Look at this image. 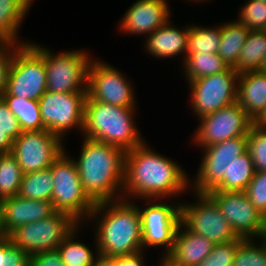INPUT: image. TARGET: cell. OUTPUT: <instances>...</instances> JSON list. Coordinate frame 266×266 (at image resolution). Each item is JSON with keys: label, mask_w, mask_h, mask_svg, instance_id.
<instances>
[{"label": "cell", "mask_w": 266, "mask_h": 266, "mask_svg": "<svg viewBox=\"0 0 266 266\" xmlns=\"http://www.w3.org/2000/svg\"><path fill=\"white\" fill-rule=\"evenodd\" d=\"M147 146L144 141L126 152L123 193L144 200L181 194L190 184L185 172L177 163Z\"/></svg>", "instance_id": "obj_1"}, {"label": "cell", "mask_w": 266, "mask_h": 266, "mask_svg": "<svg viewBox=\"0 0 266 266\" xmlns=\"http://www.w3.org/2000/svg\"><path fill=\"white\" fill-rule=\"evenodd\" d=\"M83 141L80 157L74 162L84 191L95 204L116 200L117 192L123 190L126 152L92 139Z\"/></svg>", "instance_id": "obj_2"}, {"label": "cell", "mask_w": 266, "mask_h": 266, "mask_svg": "<svg viewBox=\"0 0 266 266\" xmlns=\"http://www.w3.org/2000/svg\"><path fill=\"white\" fill-rule=\"evenodd\" d=\"M97 203L89 219L98 213L96 254L105 259L114 256L133 255L142 249V227L138 206L126 198ZM111 204V205H110ZM108 210H107V209ZM105 213V214H104Z\"/></svg>", "instance_id": "obj_3"}, {"label": "cell", "mask_w": 266, "mask_h": 266, "mask_svg": "<svg viewBox=\"0 0 266 266\" xmlns=\"http://www.w3.org/2000/svg\"><path fill=\"white\" fill-rule=\"evenodd\" d=\"M134 108H124L96 100H86L84 127L85 138L133 150L145 140L134 123Z\"/></svg>", "instance_id": "obj_4"}, {"label": "cell", "mask_w": 266, "mask_h": 266, "mask_svg": "<svg viewBox=\"0 0 266 266\" xmlns=\"http://www.w3.org/2000/svg\"><path fill=\"white\" fill-rule=\"evenodd\" d=\"M51 174L54 183L51 202L54 209L70 214L79 223L82 218L89 219L96 204L84 191L74 159L64 151L53 162Z\"/></svg>", "instance_id": "obj_5"}, {"label": "cell", "mask_w": 266, "mask_h": 266, "mask_svg": "<svg viewBox=\"0 0 266 266\" xmlns=\"http://www.w3.org/2000/svg\"><path fill=\"white\" fill-rule=\"evenodd\" d=\"M47 91L43 55L32 45L22 44L12 58L6 91L1 96H17L38 101Z\"/></svg>", "instance_id": "obj_6"}, {"label": "cell", "mask_w": 266, "mask_h": 266, "mask_svg": "<svg viewBox=\"0 0 266 266\" xmlns=\"http://www.w3.org/2000/svg\"><path fill=\"white\" fill-rule=\"evenodd\" d=\"M32 45L43 55L45 60L47 91L87 93L88 68L92 59L86 52L76 50L55 55L47 50L48 48Z\"/></svg>", "instance_id": "obj_7"}, {"label": "cell", "mask_w": 266, "mask_h": 266, "mask_svg": "<svg viewBox=\"0 0 266 266\" xmlns=\"http://www.w3.org/2000/svg\"><path fill=\"white\" fill-rule=\"evenodd\" d=\"M81 223L70 214L56 212L49 218L14 229L8 237L29 256L38 252L57 250L64 239Z\"/></svg>", "instance_id": "obj_8"}, {"label": "cell", "mask_w": 266, "mask_h": 266, "mask_svg": "<svg viewBox=\"0 0 266 266\" xmlns=\"http://www.w3.org/2000/svg\"><path fill=\"white\" fill-rule=\"evenodd\" d=\"M195 204H181V223L192 233L205 236L213 244H224L240 238L208 193L195 192Z\"/></svg>", "instance_id": "obj_9"}, {"label": "cell", "mask_w": 266, "mask_h": 266, "mask_svg": "<svg viewBox=\"0 0 266 266\" xmlns=\"http://www.w3.org/2000/svg\"><path fill=\"white\" fill-rule=\"evenodd\" d=\"M86 98L87 93L46 91L38 100L43 127L61 139L74 126L83 131Z\"/></svg>", "instance_id": "obj_10"}, {"label": "cell", "mask_w": 266, "mask_h": 266, "mask_svg": "<svg viewBox=\"0 0 266 266\" xmlns=\"http://www.w3.org/2000/svg\"><path fill=\"white\" fill-rule=\"evenodd\" d=\"M239 73L233 67L214 75L189 81L191 105L198 118L237 101Z\"/></svg>", "instance_id": "obj_11"}, {"label": "cell", "mask_w": 266, "mask_h": 266, "mask_svg": "<svg viewBox=\"0 0 266 266\" xmlns=\"http://www.w3.org/2000/svg\"><path fill=\"white\" fill-rule=\"evenodd\" d=\"M63 148L62 139L46 129L24 131L14 140L11 154L25 174L51 167Z\"/></svg>", "instance_id": "obj_12"}, {"label": "cell", "mask_w": 266, "mask_h": 266, "mask_svg": "<svg viewBox=\"0 0 266 266\" xmlns=\"http://www.w3.org/2000/svg\"><path fill=\"white\" fill-rule=\"evenodd\" d=\"M200 125L194 133V140L202 148L233 139L247 136L254 123L236 101L216 112L199 117Z\"/></svg>", "instance_id": "obj_13"}, {"label": "cell", "mask_w": 266, "mask_h": 266, "mask_svg": "<svg viewBox=\"0 0 266 266\" xmlns=\"http://www.w3.org/2000/svg\"><path fill=\"white\" fill-rule=\"evenodd\" d=\"M208 194L216 201L223 216L239 237L264 238L266 219L254 207L244 191H211Z\"/></svg>", "instance_id": "obj_14"}, {"label": "cell", "mask_w": 266, "mask_h": 266, "mask_svg": "<svg viewBox=\"0 0 266 266\" xmlns=\"http://www.w3.org/2000/svg\"><path fill=\"white\" fill-rule=\"evenodd\" d=\"M203 149L204 156L194 181V193H209L222 183L231 162L247 150V137L239 136Z\"/></svg>", "instance_id": "obj_15"}, {"label": "cell", "mask_w": 266, "mask_h": 266, "mask_svg": "<svg viewBox=\"0 0 266 266\" xmlns=\"http://www.w3.org/2000/svg\"><path fill=\"white\" fill-rule=\"evenodd\" d=\"M129 81L116 68L99 61H90L87 98L110 105L135 108V98Z\"/></svg>", "instance_id": "obj_16"}, {"label": "cell", "mask_w": 266, "mask_h": 266, "mask_svg": "<svg viewBox=\"0 0 266 266\" xmlns=\"http://www.w3.org/2000/svg\"><path fill=\"white\" fill-rule=\"evenodd\" d=\"M146 204L148 206L145 209L138 207L142 227V249L147 246L166 247L163 255L165 257L172 250L175 234L181 223V204H151L149 199Z\"/></svg>", "instance_id": "obj_17"}, {"label": "cell", "mask_w": 266, "mask_h": 266, "mask_svg": "<svg viewBox=\"0 0 266 266\" xmlns=\"http://www.w3.org/2000/svg\"><path fill=\"white\" fill-rule=\"evenodd\" d=\"M166 0H138L121 20L120 30L129 34H151L170 18Z\"/></svg>", "instance_id": "obj_18"}, {"label": "cell", "mask_w": 266, "mask_h": 266, "mask_svg": "<svg viewBox=\"0 0 266 266\" xmlns=\"http://www.w3.org/2000/svg\"><path fill=\"white\" fill-rule=\"evenodd\" d=\"M3 228L7 235L19 226L49 218L57 211L46 200H31L15 195L0 201Z\"/></svg>", "instance_id": "obj_19"}, {"label": "cell", "mask_w": 266, "mask_h": 266, "mask_svg": "<svg viewBox=\"0 0 266 266\" xmlns=\"http://www.w3.org/2000/svg\"><path fill=\"white\" fill-rule=\"evenodd\" d=\"M181 226L182 223L175 234L172 250L165 258L169 266H196L210 254L214 244L205 236L192 233Z\"/></svg>", "instance_id": "obj_20"}, {"label": "cell", "mask_w": 266, "mask_h": 266, "mask_svg": "<svg viewBox=\"0 0 266 266\" xmlns=\"http://www.w3.org/2000/svg\"><path fill=\"white\" fill-rule=\"evenodd\" d=\"M237 84V102L254 122L266 108V73L244 72Z\"/></svg>", "instance_id": "obj_21"}, {"label": "cell", "mask_w": 266, "mask_h": 266, "mask_svg": "<svg viewBox=\"0 0 266 266\" xmlns=\"http://www.w3.org/2000/svg\"><path fill=\"white\" fill-rule=\"evenodd\" d=\"M189 35V27L186 29H177L172 27L169 20L162 26L152 32L147 38L146 49L152 56L166 57L177 56V54L185 53L187 55V42Z\"/></svg>", "instance_id": "obj_22"}, {"label": "cell", "mask_w": 266, "mask_h": 266, "mask_svg": "<svg viewBox=\"0 0 266 266\" xmlns=\"http://www.w3.org/2000/svg\"><path fill=\"white\" fill-rule=\"evenodd\" d=\"M266 56V30L250 31L246 43L242 47L238 61L233 67L242 74L259 71Z\"/></svg>", "instance_id": "obj_23"}, {"label": "cell", "mask_w": 266, "mask_h": 266, "mask_svg": "<svg viewBox=\"0 0 266 266\" xmlns=\"http://www.w3.org/2000/svg\"><path fill=\"white\" fill-rule=\"evenodd\" d=\"M249 33L250 30L238 21L222 25L221 41L217 53L229 67L236 65Z\"/></svg>", "instance_id": "obj_24"}, {"label": "cell", "mask_w": 266, "mask_h": 266, "mask_svg": "<svg viewBox=\"0 0 266 266\" xmlns=\"http://www.w3.org/2000/svg\"><path fill=\"white\" fill-rule=\"evenodd\" d=\"M32 2L33 0H0V40L17 42V29Z\"/></svg>", "instance_id": "obj_25"}, {"label": "cell", "mask_w": 266, "mask_h": 266, "mask_svg": "<svg viewBox=\"0 0 266 266\" xmlns=\"http://www.w3.org/2000/svg\"><path fill=\"white\" fill-rule=\"evenodd\" d=\"M255 173L251 155L246 150L233 160L225 173L222 183L212 191H245Z\"/></svg>", "instance_id": "obj_26"}, {"label": "cell", "mask_w": 266, "mask_h": 266, "mask_svg": "<svg viewBox=\"0 0 266 266\" xmlns=\"http://www.w3.org/2000/svg\"><path fill=\"white\" fill-rule=\"evenodd\" d=\"M8 104L9 110L19 121L22 131L45 130L41 119L39 101L17 96H1Z\"/></svg>", "instance_id": "obj_27"}, {"label": "cell", "mask_w": 266, "mask_h": 266, "mask_svg": "<svg viewBox=\"0 0 266 266\" xmlns=\"http://www.w3.org/2000/svg\"><path fill=\"white\" fill-rule=\"evenodd\" d=\"M183 63L185 66L186 78L189 81L198 78L214 75L226 71L229 66L219 56L215 54H187Z\"/></svg>", "instance_id": "obj_28"}, {"label": "cell", "mask_w": 266, "mask_h": 266, "mask_svg": "<svg viewBox=\"0 0 266 266\" xmlns=\"http://www.w3.org/2000/svg\"><path fill=\"white\" fill-rule=\"evenodd\" d=\"M53 184L51 167L45 170L25 173L21 180L18 195L31 200L51 202Z\"/></svg>", "instance_id": "obj_29"}, {"label": "cell", "mask_w": 266, "mask_h": 266, "mask_svg": "<svg viewBox=\"0 0 266 266\" xmlns=\"http://www.w3.org/2000/svg\"><path fill=\"white\" fill-rule=\"evenodd\" d=\"M78 228L79 225L58 246L57 251L66 266H96L99 256L94 257L89 247L74 240Z\"/></svg>", "instance_id": "obj_30"}, {"label": "cell", "mask_w": 266, "mask_h": 266, "mask_svg": "<svg viewBox=\"0 0 266 266\" xmlns=\"http://www.w3.org/2000/svg\"><path fill=\"white\" fill-rule=\"evenodd\" d=\"M222 25L215 28L189 26L187 54H215L221 41Z\"/></svg>", "instance_id": "obj_31"}, {"label": "cell", "mask_w": 266, "mask_h": 266, "mask_svg": "<svg viewBox=\"0 0 266 266\" xmlns=\"http://www.w3.org/2000/svg\"><path fill=\"white\" fill-rule=\"evenodd\" d=\"M23 175L11 153L0 155V201L18 195Z\"/></svg>", "instance_id": "obj_32"}, {"label": "cell", "mask_w": 266, "mask_h": 266, "mask_svg": "<svg viewBox=\"0 0 266 266\" xmlns=\"http://www.w3.org/2000/svg\"><path fill=\"white\" fill-rule=\"evenodd\" d=\"M246 137L247 151L251 155L255 171L266 172V128L254 122Z\"/></svg>", "instance_id": "obj_33"}, {"label": "cell", "mask_w": 266, "mask_h": 266, "mask_svg": "<svg viewBox=\"0 0 266 266\" xmlns=\"http://www.w3.org/2000/svg\"><path fill=\"white\" fill-rule=\"evenodd\" d=\"M252 240L245 239L238 246L233 266H266V240L261 238L258 246Z\"/></svg>", "instance_id": "obj_34"}, {"label": "cell", "mask_w": 266, "mask_h": 266, "mask_svg": "<svg viewBox=\"0 0 266 266\" xmlns=\"http://www.w3.org/2000/svg\"><path fill=\"white\" fill-rule=\"evenodd\" d=\"M244 240L240 237L224 244H214L210 254L196 266H233L237 248Z\"/></svg>", "instance_id": "obj_35"}, {"label": "cell", "mask_w": 266, "mask_h": 266, "mask_svg": "<svg viewBox=\"0 0 266 266\" xmlns=\"http://www.w3.org/2000/svg\"><path fill=\"white\" fill-rule=\"evenodd\" d=\"M243 6L237 21L250 31L266 30V4L259 0H249Z\"/></svg>", "instance_id": "obj_36"}, {"label": "cell", "mask_w": 266, "mask_h": 266, "mask_svg": "<svg viewBox=\"0 0 266 266\" xmlns=\"http://www.w3.org/2000/svg\"><path fill=\"white\" fill-rule=\"evenodd\" d=\"M244 192L254 207L266 219V172L255 171L253 179Z\"/></svg>", "instance_id": "obj_37"}, {"label": "cell", "mask_w": 266, "mask_h": 266, "mask_svg": "<svg viewBox=\"0 0 266 266\" xmlns=\"http://www.w3.org/2000/svg\"><path fill=\"white\" fill-rule=\"evenodd\" d=\"M30 256L7 236L0 240V266H29Z\"/></svg>", "instance_id": "obj_38"}, {"label": "cell", "mask_w": 266, "mask_h": 266, "mask_svg": "<svg viewBox=\"0 0 266 266\" xmlns=\"http://www.w3.org/2000/svg\"><path fill=\"white\" fill-rule=\"evenodd\" d=\"M19 42V40L18 42H13L10 40H0V97L7 88L11 62L15 51L22 44H24V42H22L21 44Z\"/></svg>", "instance_id": "obj_39"}, {"label": "cell", "mask_w": 266, "mask_h": 266, "mask_svg": "<svg viewBox=\"0 0 266 266\" xmlns=\"http://www.w3.org/2000/svg\"><path fill=\"white\" fill-rule=\"evenodd\" d=\"M29 266H66L57 250L30 255Z\"/></svg>", "instance_id": "obj_40"}, {"label": "cell", "mask_w": 266, "mask_h": 266, "mask_svg": "<svg viewBox=\"0 0 266 266\" xmlns=\"http://www.w3.org/2000/svg\"><path fill=\"white\" fill-rule=\"evenodd\" d=\"M20 126L0 125V155L11 153L13 142L22 134Z\"/></svg>", "instance_id": "obj_41"}, {"label": "cell", "mask_w": 266, "mask_h": 266, "mask_svg": "<svg viewBox=\"0 0 266 266\" xmlns=\"http://www.w3.org/2000/svg\"><path fill=\"white\" fill-rule=\"evenodd\" d=\"M143 251L135 253L133 255H124V256H114L109 258V260L115 266H145L143 260Z\"/></svg>", "instance_id": "obj_42"}, {"label": "cell", "mask_w": 266, "mask_h": 266, "mask_svg": "<svg viewBox=\"0 0 266 266\" xmlns=\"http://www.w3.org/2000/svg\"><path fill=\"white\" fill-rule=\"evenodd\" d=\"M0 125L1 126H20L15 115L9 110L8 104L0 97Z\"/></svg>", "instance_id": "obj_43"}, {"label": "cell", "mask_w": 266, "mask_h": 266, "mask_svg": "<svg viewBox=\"0 0 266 266\" xmlns=\"http://www.w3.org/2000/svg\"><path fill=\"white\" fill-rule=\"evenodd\" d=\"M254 122L259 126L266 128V108L264 112Z\"/></svg>", "instance_id": "obj_44"}, {"label": "cell", "mask_w": 266, "mask_h": 266, "mask_svg": "<svg viewBox=\"0 0 266 266\" xmlns=\"http://www.w3.org/2000/svg\"><path fill=\"white\" fill-rule=\"evenodd\" d=\"M8 235L6 234L4 228H3V218H2V208L0 205V240L4 239Z\"/></svg>", "instance_id": "obj_45"}, {"label": "cell", "mask_w": 266, "mask_h": 266, "mask_svg": "<svg viewBox=\"0 0 266 266\" xmlns=\"http://www.w3.org/2000/svg\"><path fill=\"white\" fill-rule=\"evenodd\" d=\"M96 266H115L109 259L99 257Z\"/></svg>", "instance_id": "obj_46"}, {"label": "cell", "mask_w": 266, "mask_h": 266, "mask_svg": "<svg viewBox=\"0 0 266 266\" xmlns=\"http://www.w3.org/2000/svg\"><path fill=\"white\" fill-rule=\"evenodd\" d=\"M261 73H266V56L264 58L263 64L259 70Z\"/></svg>", "instance_id": "obj_47"}, {"label": "cell", "mask_w": 266, "mask_h": 266, "mask_svg": "<svg viewBox=\"0 0 266 266\" xmlns=\"http://www.w3.org/2000/svg\"><path fill=\"white\" fill-rule=\"evenodd\" d=\"M163 261V262H162ZM159 266H169L168 265V261L166 260V258L165 257H163L162 259H161V262H160V265Z\"/></svg>", "instance_id": "obj_48"}, {"label": "cell", "mask_w": 266, "mask_h": 266, "mask_svg": "<svg viewBox=\"0 0 266 266\" xmlns=\"http://www.w3.org/2000/svg\"><path fill=\"white\" fill-rule=\"evenodd\" d=\"M259 1H261V2L264 3V4H266V0H259Z\"/></svg>", "instance_id": "obj_49"}]
</instances>
